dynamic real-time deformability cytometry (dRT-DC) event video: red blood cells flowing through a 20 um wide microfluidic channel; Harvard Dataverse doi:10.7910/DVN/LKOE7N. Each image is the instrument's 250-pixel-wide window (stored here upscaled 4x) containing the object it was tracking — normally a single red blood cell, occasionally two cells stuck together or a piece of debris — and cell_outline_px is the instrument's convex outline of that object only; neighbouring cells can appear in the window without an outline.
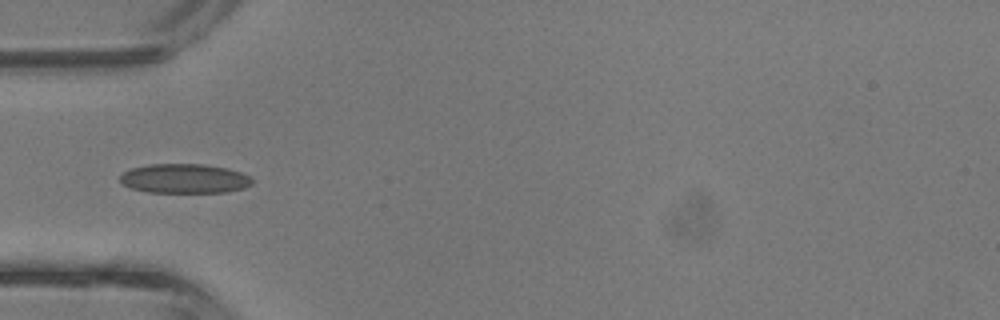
{"species": "common noctule bat (a hibernating species)", "species_latin": "Nyctalus noctula", "temperature_condition": "room temperature", "stored_images_in_passage": 5, "camera_frame_rate_fps": 3000, "um_per_image_px": 0.085, "animal": {"sex": "male", "body_mass_g": 13.3}, "frame": {"image": 1, "passage_image": 4, "time_ms": 1.0, "image_size_px": [1000, 320], "cell_outline_px": [[252, 184], [244, 188], [228, 192], [148, 192], [132, 188], [120, 184], [120, 176], [124, 172], [132, 168], [148, 164], [204, 164], [228, 168], [240, 172], [248, 176], [252, 180]], "centroid_in_image_um": [15.67, 15.18], "position_along_channel_um": 69.3, "area_um2": 22.66}}
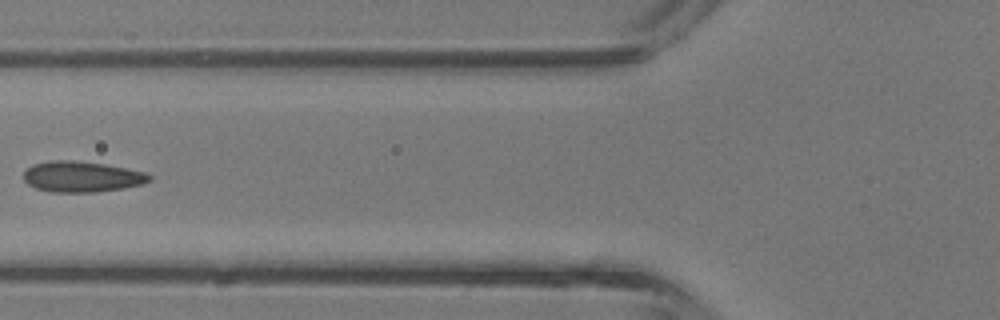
{"frame": {"image": 2, "passage_image": 5, "time_ms": 1.333, "image_size_px": [1000, 320], "cell_outline_px": [[152, 180], [144, 184], [124, 188], [96, 192], [48, 192], [36, 188], [28, 184], [24, 180], [24, 172], [32, 164], [48, 160], [72, 160], [104, 164], [144, 172], [152, 176]], "centroid_in_image_um": [6.94, 15.02], "position_along_channel_um": 118.9, "area_um2": 22.66}}